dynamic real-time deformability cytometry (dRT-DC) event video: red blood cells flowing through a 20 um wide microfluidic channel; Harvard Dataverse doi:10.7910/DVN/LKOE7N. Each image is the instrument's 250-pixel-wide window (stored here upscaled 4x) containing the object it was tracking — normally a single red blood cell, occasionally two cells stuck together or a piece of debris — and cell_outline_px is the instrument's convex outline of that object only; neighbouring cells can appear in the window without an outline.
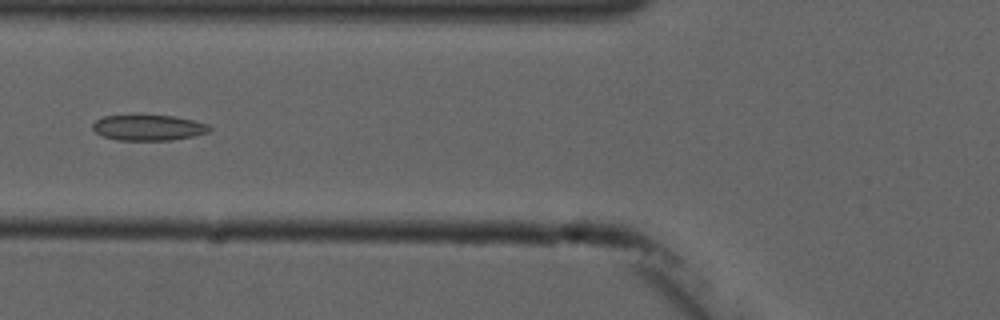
{"species": "common noctule bat (a hibernating species)", "species_latin": "Nyctalus noctula", "temperature_condition": "cold", "stored_images_in_passage": 5, "camera_frame_rate_fps": 3000, "um_per_image_px": 0.085, "animal": {"sex": "male", "forearm_length_mm": 52.5}, "frame": {"image": 1, "passage_image": 5, "time_ms": 4.667, "image_size_px": [1000, 320], "cell_outline_px": [[212, 128], [208, 132], [192, 136], [172, 140], [116, 140], [100, 136], [92, 128], [92, 124], [96, 120], [104, 116], [172, 116], [192, 120], [208, 124]], "centroid_in_image_um": [12.59, 10.86], "position_along_channel_um": 113.2, "area_um2": 17.28}}